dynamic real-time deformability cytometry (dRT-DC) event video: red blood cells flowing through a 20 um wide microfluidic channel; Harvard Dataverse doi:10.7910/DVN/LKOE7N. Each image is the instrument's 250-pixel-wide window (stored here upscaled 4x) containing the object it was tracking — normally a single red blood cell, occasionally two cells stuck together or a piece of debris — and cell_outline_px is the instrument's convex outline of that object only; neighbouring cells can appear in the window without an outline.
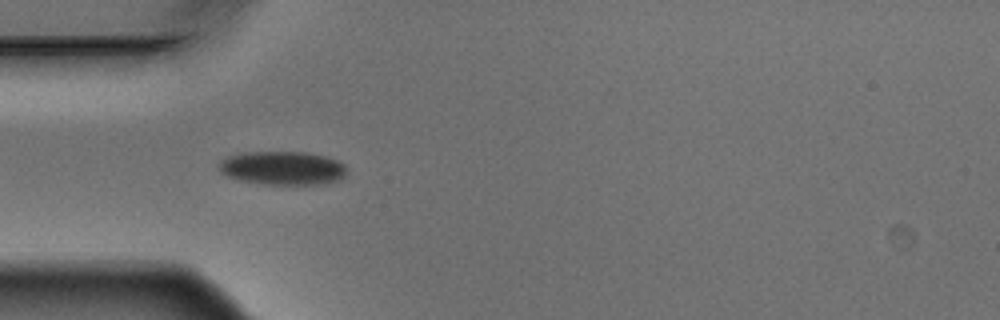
{"species": "Egyptian fruit bat (a non-hibernating species)", "species_latin": "Rousettus aegyptiacus", "temperature_condition": "warm", "stored_images_in_passage": 10, "camera_frame_rate_fps": 3000, "um_per_image_px": 0.085, "animal": {"sex": "male"}, "frame": {"image": 1, "passage_image": 4, "time_ms": 1.0, "image_size_px": [1000, 320], "cell_outline_px": [[344, 176], [340, 180], [324, 184], [260, 184], [236, 180], [220, 172], [216, 164], [220, 160], [228, 156], [244, 152], [304, 152], [324, 156], [336, 160], [344, 164]], "centroid_in_image_um": [23.95, 14.29], "position_along_channel_um": 61.1, "area_um2": 25.2}}
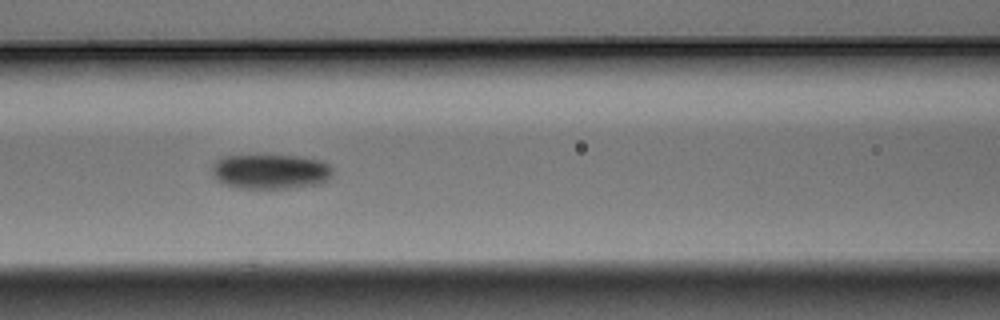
{"frame": {"image": 2, "passage_image": 6, "time_ms": 1.667, "image_size_px": [1000, 320], "cell_outline_px": [[332, 176], [328, 180], [320, 184], [292, 188], [240, 188], [224, 184], [216, 180], [212, 176], [212, 164], [220, 156], [300, 156], [320, 160], [332, 164]], "centroid_in_image_um": [23.01, 14.58], "position_along_channel_um": 143.6, "area_um2": 24.8}}
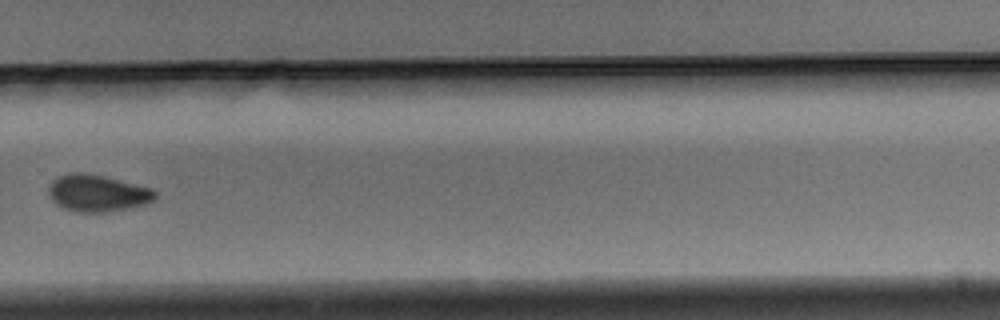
{"frame": {"image": 3, "passage_image": 10, "time_ms": 3.0, "image_size_px": [1000, 320], "cell_outline_px": [[156, 200], [132, 208], [104, 212], [80, 212], [64, 208], [56, 204], [48, 196], [48, 188], [52, 180], [68, 172], [84, 172], [104, 176], [152, 188], [156, 192]], "centroid_in_image_um": [8.28, 16.41], "position_along_channel_um": 321.5, "area_um2": 23.06}}